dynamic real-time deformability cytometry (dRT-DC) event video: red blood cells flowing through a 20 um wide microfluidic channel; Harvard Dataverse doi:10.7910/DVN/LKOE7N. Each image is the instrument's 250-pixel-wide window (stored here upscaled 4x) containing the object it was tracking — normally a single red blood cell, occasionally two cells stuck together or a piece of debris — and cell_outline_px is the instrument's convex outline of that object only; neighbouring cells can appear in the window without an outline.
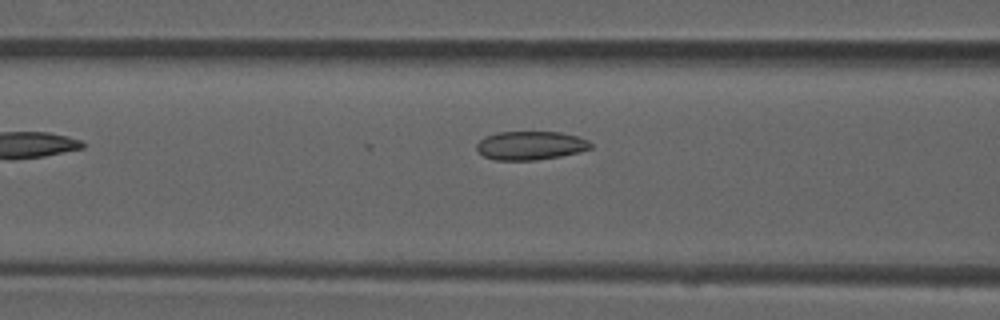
{"species": "common noctule bat (a hibernating species)", "species_latin": "Nyctalus noctula", "temperature_condition": "room temperature", "stored_images_in_passage": 7, "camera_frame_rate_fps": 3000, "um_per_image_px": 0.085, "animal": {"sex": "male", "forearm_length_mm": 52.5}, "frame": {"image": 1, "passage_image": 6, "time_ms": 1.667, "image_size_px": [1000, 320], "cell_outline_px": [[592, 148], [560, 156], [536, 160], [496, 160], [484, 156], [476, 148], [476, 144], [484, 136], [496, 132], [560, 132], [576, 136], [588, 140], [592, 144]], "centroid_in_image_um": [45.07, 12.36], "position_along_channel_um": 121.5, "area_um2": 18.96}}
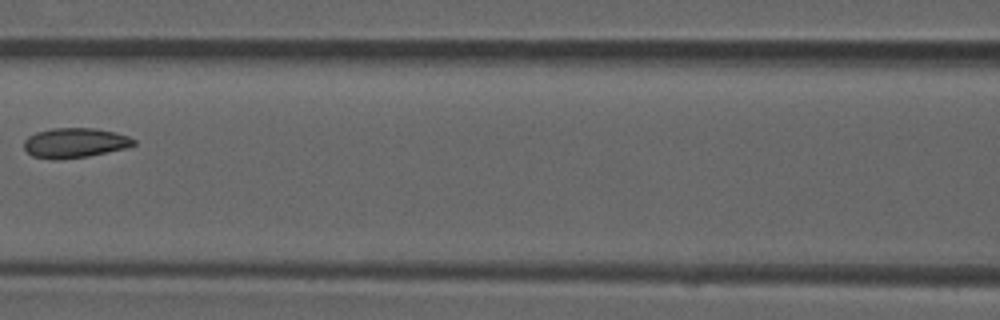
{"frame": {"image": 2, "passage_image": 7, "time_ms": 2.0, "image_size_px": [1000, 320], "cell_outline_px": [[136, 144], [124, 148], [88, 156], [52, 160], [32, 156], [24, 148], [24, 140], [28, 136], [36, 132], [52, 128], [92, 128], [112, 132], [128, 136], [136, 140]], "centroid_in_image_um": [6.32, 12.14], "position_along_channel_um": 160.3, "area_um2": 18.9}}